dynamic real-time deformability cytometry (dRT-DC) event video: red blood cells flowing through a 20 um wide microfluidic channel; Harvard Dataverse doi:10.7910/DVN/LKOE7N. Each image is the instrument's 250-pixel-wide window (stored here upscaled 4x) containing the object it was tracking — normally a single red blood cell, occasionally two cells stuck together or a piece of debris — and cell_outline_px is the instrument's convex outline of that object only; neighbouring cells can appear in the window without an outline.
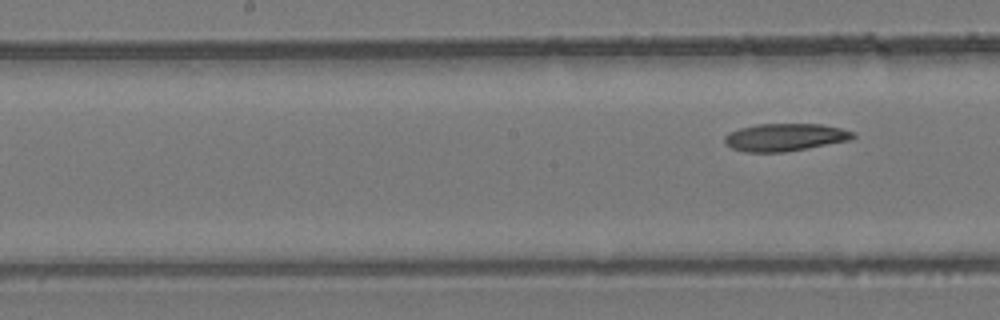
{"species": "common noctule bat (a hibernating species)", "species_latin": "Nyctalus noctula", "temperature_condition": "room temperature", "stored_images_in_passage": 7, "segment_of_instrument_passage": [2, 2], "camera_frame_rate_fps": 3000, "um_per_image_px": 0.085, "animal": {"sex": "female", "body_mass_g": 24.6, "forearm_length_mm": 56.2}, "frame": {"image": 1, "passage_image": 7, "time_ms": 2.0, "image_size_px": [1000, 320], "cell_outline_px": [[856, 136], [848, 140], [808, 148], [784, 152], [744, 152], [732, 148], [724, 144], [724, 136], [728, 132], [740, 128], [756, 124], [820, 124], [840, 128], [856, 132]], "centroid_in_image_um": [66.68, 11.66], "position_along_channel_um": 181.5, "area_um2": 20.69}}